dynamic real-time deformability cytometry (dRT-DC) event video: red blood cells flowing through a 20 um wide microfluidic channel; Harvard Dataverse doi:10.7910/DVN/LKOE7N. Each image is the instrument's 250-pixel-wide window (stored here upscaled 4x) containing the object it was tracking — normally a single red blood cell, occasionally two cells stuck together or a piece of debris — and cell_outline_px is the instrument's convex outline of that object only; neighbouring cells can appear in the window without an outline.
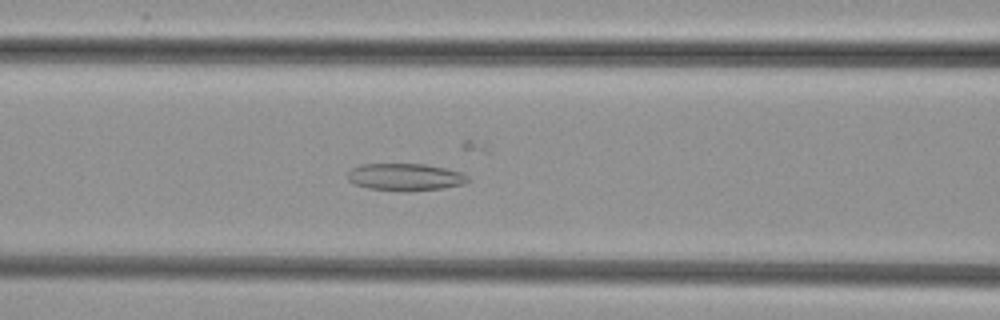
{"species": "common noctule bat (a hibernating species)", "species_latin": "Nyctalus noctula", "temperature_condition": "cold", "stored_images_in_passage": 54, "camera_frame_rate_fps": 3000, "um_per_image_px": 0.085, "animal": {"sex": "female", "body_mass_g": 29.2, "forearm_length_mm": 56.3}, "frame": {"image": 1, "passage_image": 22, "time_ms": 7.0, "image_size_px": [1000, 320], "cell_outline_px": [[468, 180], [464, 184], [444, 188], [368, 188], [356, 184], [348, 180], [348, 172], [352, 168], [360, 164], [424, 164], [444, 168], [460, 172], [468, 176]], "centroid_in_image_um": [34.43, 14.99], "position_along_channel_um": 132.2, "area_um2": 17.98}}
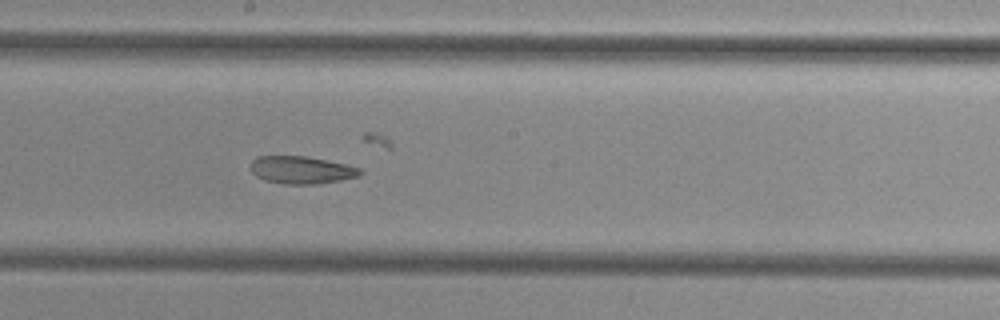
{"frame": {"image": 2, "passage_image": 29, "time_ms": 9.333, "image_size_px": [1000, 320], "cell_outline_px": [[364, 172], [360, 176], [340, 180], [316, 184], [284, 184], [264, 180], [256, 176], [252, 172], [252, 160], [256, 156], [308, 156], [344, 164], [360, 168]], "centroid_in_image_um": [25.63, 14.45], "position_along_channel_um": 222.6, "area_um2": 17.57}}
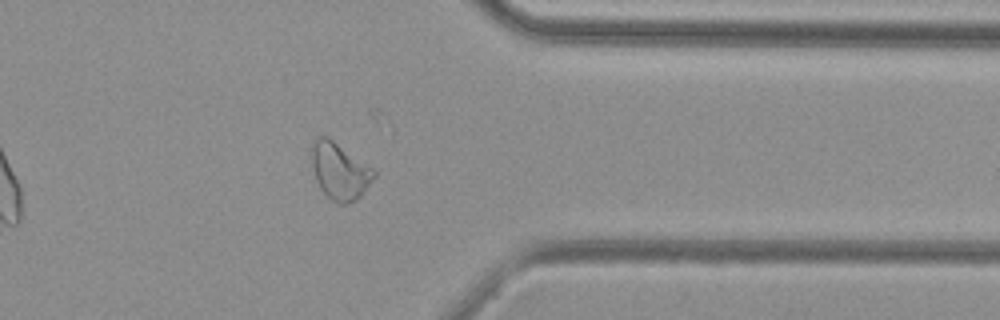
{"frame": {"image": 3, "passage_image": 42, "time_ms": 13.667, "image_size_px": [1000, 320], "cell_outline_px": [[376, 176], [364, 192], [356, 200], [348, 204], [340, 204], [332, 200], [320, 188], [316, 180], [312, 164], [312, 140], [316, 136], [324, 136], [332, 140], [372, 168], [376, 172]], "centroid_in_image_um": [28.87, 14.56], "position_along_channel_um": 382.5, "area_um2": 20.29}}